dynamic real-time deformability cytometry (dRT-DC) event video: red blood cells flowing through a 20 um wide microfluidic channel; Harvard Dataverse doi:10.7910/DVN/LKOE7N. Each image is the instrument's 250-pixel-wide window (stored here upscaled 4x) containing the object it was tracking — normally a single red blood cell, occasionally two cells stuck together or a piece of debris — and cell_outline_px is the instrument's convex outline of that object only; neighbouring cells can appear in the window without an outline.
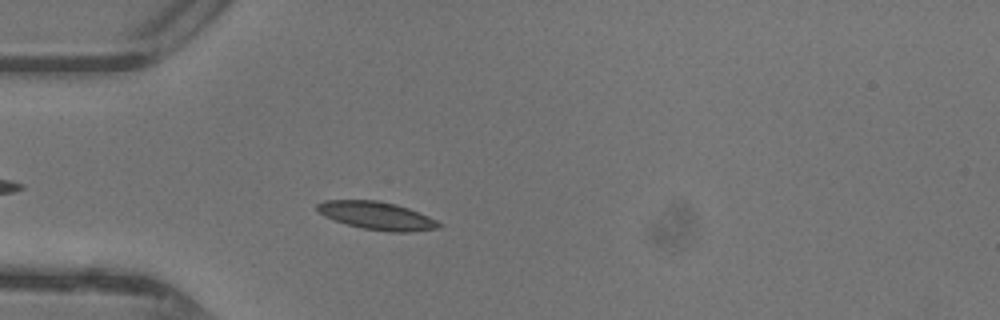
{"species": "common noctule bat (a hibernating species)", "species_latin": "Nyctalus noctula", "temperature_condition": "warm", "stored_images_in_passage": 38, "camera_frame_rate_fps": 3000, "um_per_image_px": 0.085, "animal": {"sex": "female"}, "frame": {"image": 1, "passage_image": 5, "time_ms": 1.333, "image_size_px": [1000, 320], "cell_outline_px": [[444, 224], [440, 228], [412, 232], [388, 232], [360, 228], [324, 216], [316, 208], [316, 204], [324, 200], [376, 200], [396, 204], [408, 208], [428, 216]], "centroid_in_image_um": [32.06, 18.34], "position_along_channel_um": 52.9, "area_um2": 19.88}}
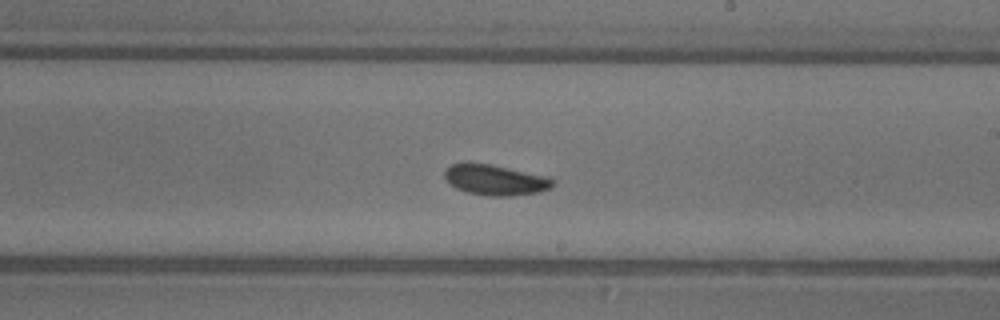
{"frame": {"image": 2, "passage_image": 19, "time_ms": 6.0, "image_size_px": [1000, 320], "cell_outline_px": [[556, 184], [552, 188], [540, 192], [512, 196], [488, 196], [468, 192], [456, 188], [444, 176], [444, 172], [452, 164], [468, 160], [492, 164], [548, 176], [556, 180]], "centroid_in_image_um": [42.15, 15.27], "position_along_channel_um": 246.8, "area_um2": 19.77}}
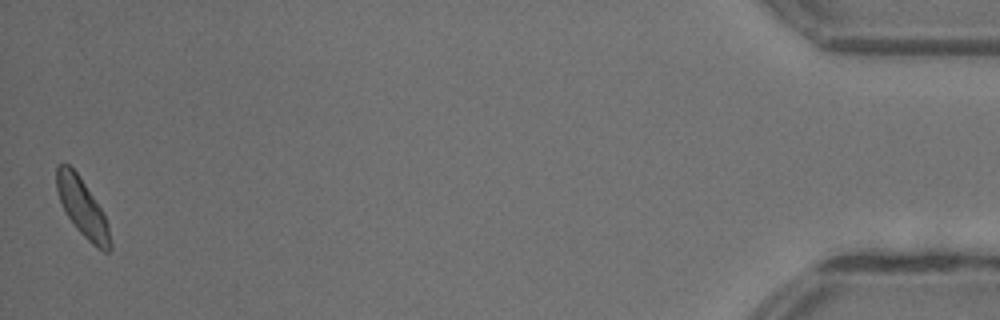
{"frame": {"image": 3, "passage_image": 38, "time_ms": 12.333, "image_size_px": [1000, 320], "cell_outline_px": [[112, 248], [108, 252], [104, 252], [96, 248], [76, 228], [68, 216], [60, 200], [56, 188], [56, 164], [68, 164], [76, 172], [100, 208], [108, 224], [112, 244]], "centroid_in_image_um": [7.01, 17.69], "position_along_channel_um": 428.2, "area_um2": 17.69}, "authors_computed_cell_mechanics": {"area_um2": 18.4093, "velocity_mm_per_s": 4.3752, "shape_relaxation_time_tau1_ms": 3.9906, "shape_relaxation_time_tau2_ms": 7.3571, "deformation_change_tau1": 0.1175, "deformation_change_tau2": 0.133}}